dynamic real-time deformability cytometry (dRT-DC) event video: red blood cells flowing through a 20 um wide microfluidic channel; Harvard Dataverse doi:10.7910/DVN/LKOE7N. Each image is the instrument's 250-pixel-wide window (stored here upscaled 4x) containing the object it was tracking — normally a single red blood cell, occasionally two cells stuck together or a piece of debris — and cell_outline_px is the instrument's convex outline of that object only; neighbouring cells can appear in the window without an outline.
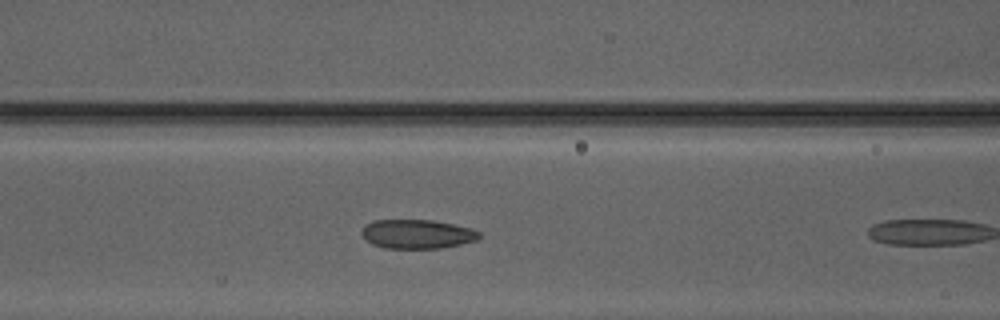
{"species": "Egyptian fruit bat (a non-hibernating species)", "species_latin": "Rousettus aegyptiacus", "temperature_condition": "warm", "stored_images_in_passage": 10, "camera_frame_rate_fps": 3000, "um_per_image_px": 0.085, "animal": {"sex": "male"}, "frame": {"image": 1, "passage_image": 9, "time_ms": 2.667, "image_size_px": [1000, 320], "cell_outline_px": [[480, 236], [476, 240], [460, 244], [440, 248], [384, 248], [372, 244], [360, 232], [372, 220], [432, 220], [472, 228], [480, 232]], "centroid_in_image_um": [35.47, 19.89], "position_along_channel_um": 131.1, "area_um2": 19.71}}